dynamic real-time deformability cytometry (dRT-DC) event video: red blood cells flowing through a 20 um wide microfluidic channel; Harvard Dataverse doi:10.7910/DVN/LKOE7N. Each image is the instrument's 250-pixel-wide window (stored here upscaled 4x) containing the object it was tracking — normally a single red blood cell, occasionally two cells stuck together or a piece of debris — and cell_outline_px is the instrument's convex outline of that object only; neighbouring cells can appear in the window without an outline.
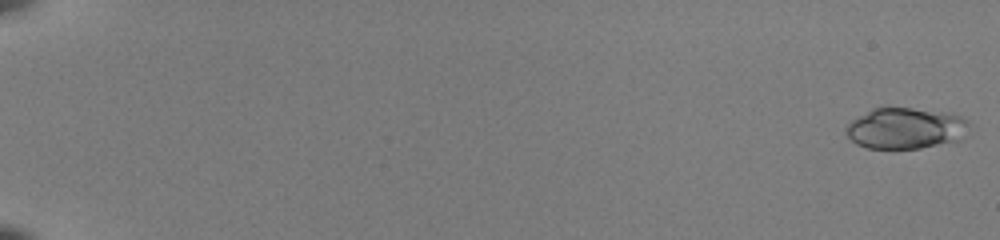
{"species": "common noctule bat (a hibernating species)", "species_latin": "Nyctalus noctula", "temperature_condition": "room temperature", "stored_images_in_passage": 53, "camera_frame_rate_fps": 3000, "um_per_image_px": 0.085, "animal": {"sex": "female", "body_mass_g": 22.0, "forearm_length_mm": 56.7}, "frame": {"image": 1, "passage_image": 1, "time_ms": 0.0, "image_size_px": [1000, 240], "cell_outline_px": [[968, 124], [960, 140], [920, 148], [868, 148], [856, 144], [844, 132], [844, 128], [852, 120], [872, 108], [912, 108], [948, 112], [960, 116], [968, 120]], "centroid_in_image_um": [76.94, 10.9], "position_along_channel_um": 8.1, "area_um2": 29.3}}
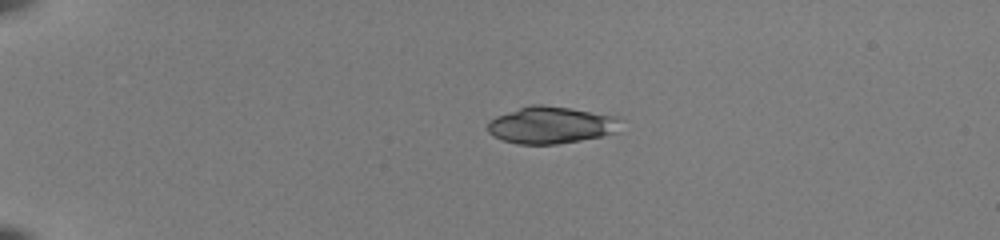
{"frame": {"image": 2, "passage_image": 14, "time_ms": 4.333, "image_size_px": [1000, 240], "cell_outline_px": [[616, 132], [600, 136], [580, 140], [556, 144], [520, 144], [504, 140], [488, 132], [488, 120], [496, 116], [532, 104], [540, 104], [568, 108], [612, 116], [616, 120]], "centroid_in_image_um": [46.74, 10.63], "position_along_channel_um": 38.3, "area_um2": 27.74}}
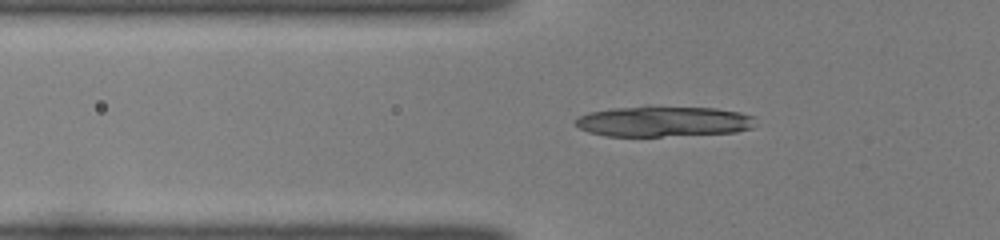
{"frame": {"image": 3, "passage_image": 21, "time_ms": 6.667, "image_size_px": [1000, 240], "cell_outline_px": [[756, 116], [752, 128], [736, 132], [660, 136], [608, 136], [588, 132], [580, 128], [576, 124], [576, 120], [580, 116], [588, 112], [612, 108], [716, 108], [740, 112]], "centroid_in_image_um": [56.43, 10.34], "position_along_channel_um": 69.4, "area_um2": 31.27}}